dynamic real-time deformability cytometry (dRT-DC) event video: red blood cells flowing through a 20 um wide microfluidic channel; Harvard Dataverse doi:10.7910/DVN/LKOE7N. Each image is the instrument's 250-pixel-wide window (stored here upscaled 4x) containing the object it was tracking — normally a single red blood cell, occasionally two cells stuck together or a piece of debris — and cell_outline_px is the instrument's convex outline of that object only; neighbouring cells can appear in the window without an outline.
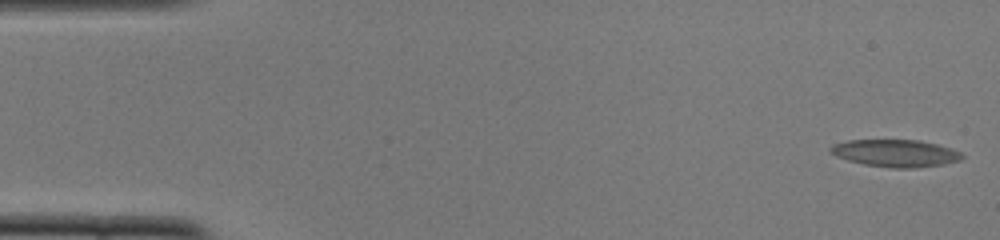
{"species": "common noctule bat (a hibernating species)", "species_latin": "Nyctalus noctula", "temperature_condition": "cold", "stored_images_in_passage": 53, "camera_frame_rate_fps": 3000, "um_per_image_px": 0.085, "animal": {"sex": "female", "body_mass_g": 22.0, "forearm_length_mm": 56.7}, "frame": {"image": 1, "passage_image": 1, "time_ms": 0.0, "image_size_px": [1000, 240], "cell_outline_px": [[964, 156], [960, 160], [944, 164], [912, 168], [892, 168], [864, 164], [848, 160], [836, 156], [828, 152], [828, 148], [832, 144], [848, 140], [916, 140], [936, 144], [960, 152]], "centroid_in_image_um": [76.06, 13.02], "position_along_channel_um": 8.9, "area_um2": 20.81}}
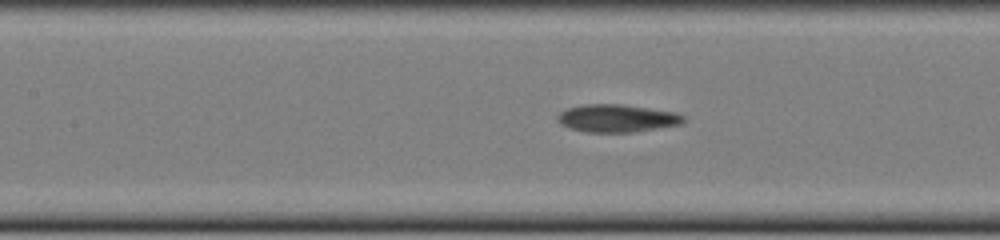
{"frame": {"image": 2, "passage_image": 23, "time_ms": 7.333, "image_size_px": [1000, 240], "cell_outline_px": [[684, 120], [680, 124], [632, 132], [584, 132], [560, 124], [556, 120], [556, 116], [560, 112], [568, 108], [584, 104], [620, 104], [676, 112], [684, 116]], "centroid_in_image_um": [52.4, 10.05], "position_along_channel_um": 155.0, "area_um2": 20.17}}
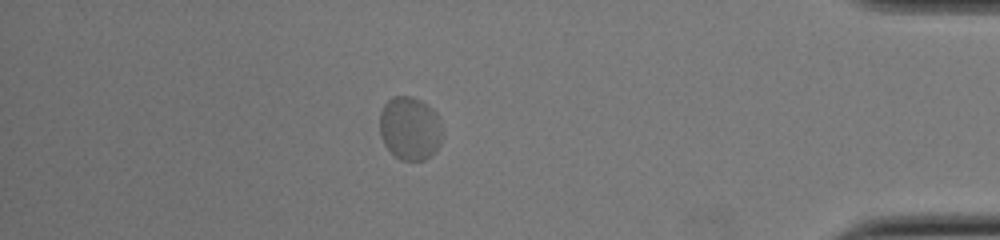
{"frame": {"image": 3, "passage_image": 46, "time_ms": 15.0, "image_size_px": [1000, 240], "cell_outline_px": [[440, 144], [436, 152], [432, 156], [424, 160], [400, 160], [384, 144], [380, 136], [380, 112], [384, 104], [392, 96], [412, 96], [428, 104], [440, 116]], "centroid_in_image_um": [34.84, 10.9], "position_along_channel_um": 400.4, "area_um2": 23.35}, "authors_computed_cell_mechanics": {"area_um2": 20.7502, "velocity_mm_per_s": 3.7264, "shape_relaxation_time_tau1_ms": 2.1328, "shape_relaxation_time_tau2_ms": 0.8253, "deformation_change_tau1": 0.0702, "deformation_change_tau2": 0.047}}